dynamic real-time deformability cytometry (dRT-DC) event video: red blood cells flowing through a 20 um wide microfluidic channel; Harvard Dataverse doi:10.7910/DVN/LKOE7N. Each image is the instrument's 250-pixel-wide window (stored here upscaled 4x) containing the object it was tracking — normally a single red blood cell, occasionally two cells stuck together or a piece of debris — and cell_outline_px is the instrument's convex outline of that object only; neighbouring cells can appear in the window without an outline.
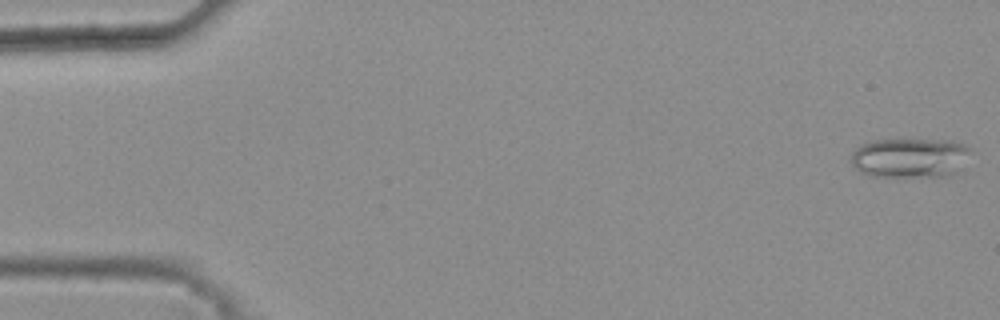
{"species": "common noctule bat (a hibernating species)", "species_latin": "Nyctalus noctula", "temperature_condition": "warm", "stored_images_in_passage": 47, "camera_frame_rate_fps": 3000, "um_per_image_px": 0.085, "animal": {"sex": "female", "body_mass_g": 25.1}, "frame": {"image": 1, "passage_image": 1, "time_ms": 0.0, "image_size_px": [1000, 320], "cell_outline_px": [[972, 148], [964, 168], [948, 176], [868, 176], [860, 172], [848, 160], [852, 152], [860, 144], [872, 140], [900, 136], [952, 140], [964, 144]], "centroid_in_image_um": [77.35, 13.35], "position_along_channel_um": 7.6, "area_um2": 29.3}}